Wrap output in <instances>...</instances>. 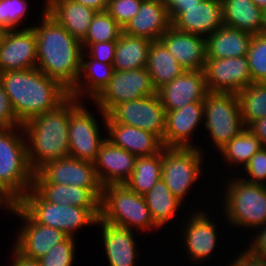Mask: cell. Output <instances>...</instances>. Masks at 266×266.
I'll return each instance as SVG.
<instances>
[{
    "mask_svg": "<svg viewBox=\"0 0 266 266\" xmlns=\"http://www.w3.org/2000/svg\"><path fill=\"white\" fill-rule=\"evenodd\" d=\"M77 101L69 95L56 108L33 116L22 124L28 161L34 172L49 161L69 156V109Z\"/></svg>",
    "mask_w": 266,
    "mask_h": 266,
    "instance_id": "cell-2",
    "label": "cell"
},
{
    "mask_svg": "<svg viewBox=\"0 0 266 266\" xmlns=\"http://www.w3.org/2000/svg\"><path fill=\"white\" fill-rule=\"evenodd\" d=\"M114 71L112 64L102 63L90 57H81L79 77L69 95L81 100L84 94L93 100L110 82Z\"/></svg>",
    "mask_w": 266,
    "mask_h": 266,
    "instance_id": "cell-29",
    "label": "cell"
},
{
    "mask_svg": "<svg viewBox=\"0 0 266 266\" xmlns=\"http://www.w3.org/2000/svg\"><path fill=\"white\" fill-rule=\"evenodd\" d=\"M262 10L266 8V0H252Z\"/></svg>",
    "mask_w": 266,
    "mask_h": 266,
    "instance_id": "cell-53",
    "label": "cell"
},
{
    "mask_svg": "<svg viewBox=\"0 0 266 266\" xmlns=\"http://www.w3.org/2000/svg\"><path fill=\"white\" fill-rule=\"evenodd\" d=\"M27 0H0V28L16 30L27 12Z\"/></svg>",
    "mask_w": 266,
    "mask_h": 266,
    "instance_id": "cell-40",
    "label": "cell"
},
{
    "mask_svg": "<svg viewBox=\"0 0 266 266\" xmlns=\"http://www.w3.org/2000/svg\"><path fill=\"white\" fill-rule=\"evenodd\" d=\"M198 148L164 147L162 149V179L180 200L200 178L204 151Z\"/></svg>",
    "mask_w": 266,
    "mask_h": 266,
    "instance_id": "cell-9",
    "label": "cell"
},
{
    "mask_svg": "<svg viewBox=\"0 0 266 266\" xmlns=\"http://www.w3.org/2000/svg\"><path fill=\"white\" fill-rule=\"evenodd\" d=\"M122 32L123 28L107 11L96 12L81 44L117 41Z\"/></svg>",
    "mask_w": 266,
    "mask_h": 266,
    "instance_id": "cell-37",
    "label": "cell"
},
{
    "mask_svg": "<svg viewBox=\"0 0 266 266\" xmlns=\"http://www.w3.org/2000/svg\"><path fill=\"white\" fill-rule=\"evenodd\" d=\"M244 171L248 175L244 180L251 183H266V146L257 151L244 166Z\"/></svg>",
    "mask_w": 266,
    "mask_h": 266,
    "instance_id": "cell-42",
    "label": "cell"
},
{
    "mask_svg": "<svg viewBox=\"0 0 266 266\" xmlns=\"http://www.w3.org/2000/svg\"><path fill=\"white\" fill-rule=\"evenodd\" d=\"M13 264L11 266H40V263L36 259L27 258L24 255L20 254L14 247H13Z\"/></svg>",
    "mask_w": 266,
    "mask_h": 266,
    "instance_id": "cell-48",
    "label": "cell"
},
{
    "mask_svg": "<svg viewBox=\"0 0 266 266\" xmlns=\"http://www.w3.org/2000/svg\"><path fill=\"white\" fill-rule=\"evenodd\" d=\"M251 33L221 26L206 37V59H224L247 56Z\"/></svg>",
    "mask_w": 266,
    "mask_h": 266,
    "instance_id": "cell-28",
    "label": "cell"
},
{
    "mask_svg": "<svg viewBox=\"0 0 266 266\" xmlns=\"http://www.w3.org/2000/svg\"><path fill=\"white\" fill-rule=\"evenodd\" d=\"M75 238L67 237L38 259L40 266H72L75 260Z\"/></svg>",
    "mask_w": 266,
    "mask_h": 266,
    "instance_id": "cell-39",
    "label": "cell"
},
{
    "mask_svg": "<svg viewBox=\"0 0 266 266\" xmlns=\"http://www.w3.org/2000/svg\"><path fill=\"white\" fill-rule=\"evenodd\" d=\"M246 128L266 116V82L252 83L237 93Z\"/></svg>",
    "mask_w": 266,
    "mask_h": 266,
    "instance_id": "cell-35",
    "label": "cell"
},
{
    "mask_svg": "<svg viewBox=\"0 0 266 266\" xmlns=\"http://www.w3.org/2000/svg\"><path fill=\"white\" fill-rule=\"evenodd\" d=\"M22 124L17 118L9 96L0 80V128L21 127Z\"/></svg>",
    "mask_w": 266,
    "mask_h": 266,
    "instance_id": "cell-44",
    "label": "cell"
},
{
    "mask_svg": "<svg viewBox=\"0 0 266 266\" xmlns=\"http://www.w3.org/2000/svg\"><path fill=\"white\" fill-rule=\"evenodd\" d=\"M202 0H176V2L168 9L169 18L181 7L190 6L200 3Z\"/></svg>",
    "mask_w": 266,
    "mask_h": 266,
    "instance_id": "cell-50",
    "label": "cell"
},
{
    "mask_svg": "<svg viewBox=\"0 0 266 266\" xmlns=\"http://www.w3.org/2000/svg\"><path fill=\"white\" fill-rule=\"evenodd\" d=\"M171 25L168 9L159 0H143L138 13L126 24L123 32L157 41Z\"/></svg>",
    "mask_w": 266,
    "mask_h": 266,
    "instance_id": "cell-24",
    "label": "cell"
},
{
    "mask_svg": "<svg viewBox=\"0 0 266 266\" xmlns=\"http://www.w3.org/2000/svg\"><path fill=\"white\" fill-rule=\"evenodd\" d=\"M223 211L236 227L254 229L266 224V187L241 178L226 182ZM227 191V192H226ZM254 227V228H253Z\"/></svg>",
    "mask_w": 266,
    "mask_h": 266,
    "instance_id": "cell-7",
    "label": "cell"
},
{
    "mask_svg": "<svg viewBox=\"0 0 266 266\" xmlns=\"http://www.w3.org/2000/svg\"><path fill=\"white\" fill-rule=\"evenodd\" d=\"M144 197L151 216L159 228L168 223L182 205V202L172 194L163 179L159 180Z\"/></svg>",
    "mask_w": 266,
    "mask_h": 266,
    "instance_id": "cell-33",
    "label": "cell"
},
{
    "mask_svg": "<svg viewBox=\"0 0 266 266\" xmlns=\"http://www.w3.org/2000/svg\"><path fill=\"white\" fill-rule=\"evenodd\" d=\"M207 93L202 70H185L181 75L157 90L165 111H173L192 102H204Z\"/></svg>",
    "mask_w": 266,
    "mask_h": 266,
    "instance_id": "cell-19",
    "label": "cell"
},
{
    "mask_svg": "<svg viewBox=\"0 0 266 266\" xmlns=\"http://www.w3.org/2000/svg\"><path fill=\"white\" fill-rule=\"evenodd\" d=\"M37 67V40L32 27L4 31L0 40V73Z\"/></svg>",
    "mask_w": 266,
    "mask_h": 266,
    "instance_id": "cell-16",
    "label": "cell"
},
{
    "mask_svg": "<svg viewBox=\"0 0 266 266\" xmlns=\"http://www.w3.org/2000/svg\"><path fill=\"white\" fill-rule=\"evenodd\" d=\"M81 45L83 49L81 57H91L98 60L99 62L113 65L116 41H106ZM86 48L89 49V51H86L87 53L84 50Z\"/></svg>",
    "mask_w": 266,
    "mask_h": 266,
    "instance_id": "cell-43",
    "label": "cell"
},
{
    "mask_svg": "<svg viewBox=\"0 0 266 266\" xmlns=\"http://www.w3.org/2000/svg\"><path fill=\"white\" fill-rule=\"evenodd\" d=\"M102 231L103 244L109 266H134L136 263L137 242L133 229L123 228L102 221H97Z\"/></svg>",
    "mask_w": 266,
    "mask_h": 266,
    "instance_id": "cell-25",
    "label": "cell"
},
{
    "mask_svg": "<svg viewBox=\"0 0 266 266\" xmlns=\"http://www.w3.org/2000/svg\"><path fill=\"white\" fill-rule=\"evenodd\" d=\"M161 179L162 150L154 155L137 157L133 173L125 184L133 192L144 196Z\"/></svg>",
    "mask_w": 266,
    "mask_h": 266,
    "instance_id": "cell-34",
    "label": "cell"
},
{
    "mask_svg": "<svg viewBox=\"0 0 266 266\" xmlns=\"http://www.w3.org/2000/svg\"><path fill=\"white\" fill-rule=\"evenodd\" d=\"M192 215V216H191ZM185 227L184 244L189 259L201 263L211 257L217 244L216 223L208 217L205 211L193 212Z\"/></svg>",
    "mask_w": 266,
    "mask_h": 266,
    "instance_id": "cell-23",
    "label": "cell"
},
{
    "mask_svg": "<svg viewBox=\"0 0 266 266\" xmlns=\"http://www.w3.org/2000/svg\"><path fill=\"white\" fill-rule=\"evenodd\" d=\"M143 0H109L107 12L124 28L138 13Z\"/></svg>",
    "mask_w": 266,
    "mask_h": 266,
    "instance_id": "cell-41",
    "label": "cell"
},
{
    "mask_svg": "<svg viewBox=\"0 0 266 266\" xmlns=\"http://www.w3.org/2000/svg\"><path fill=\"white\" fill-rule=\"evenodd\" d=\"M245 252H241L234 258L233 264L229 266H266V258L253 254L249 249H244Z\"/></svg>",
    "mask_w": 266,
    "mask_h": 266,
    "instance_id": "cell-45",
    "label": "cell"
},
{
    "mask_svg": "<svg viewBox=\"0 0 266 266\" xmlns=\"http://www.w3.org/2000/svg\"><path fill=\"white\" fill-rule=\"evenodd\" d=\"M248 129L266 146V116L253 122Z\"/></svg>",
    "mask_w": 266,
    "mask_h": 266,
    "instance_id": "cell-47",
    "label": "cell"
},
{
    "mask_svg": "<svg viewBox=\"0 0 266 266\" xmlns=\"http://www.w3.org/2000/svg\"><path fill=\"white\" fill-rule=\"evenodd\" d=\"M247 59L253 83L266 82V35H252Z\"/></svg>",
    "mask_w": 266,
    "mask_h": 266,
    "instance_id": "cell-38",
    "label": "cell"
},
{
    "mask_svg": "<svg viewBox=\"0 0 266 266\" xmlns=\"http://www.w3.org/2000/svg\"><path fill=\"white\" fill-rule=\"evenodd\" d=\"M46 12L82 42L96 11L74 0H45Z\"/></svg>",
    "mask_w": 266,
    "mask_h": 266,
    "instance_id": "cell-26",
    "label": "cell"
},
{
    "mask_svg": "<svg viewBox=\"0 0 266 266\" xmlns=\"http://www.w3.org/2000/svg\"><path fill=\"white\" fill-rule=\"evenodd\" d=\"M147 70L156 91L185 71L159 40L150 45Z\"/></svg>",
    "mask_w": 266,
    "mask_h": 266,
    "instance_id": "cell-32",
    "label": "cell"
},
{
    "mask_svg": "<svg viewBox=\"0 0 266 266\" xmlns=\"http://www.w3.org/2000/svg\"><path fill=\"white\" fill-rule=\"evenodd\" d=\"M203 102H192L182 108L166 111L164 147L198 148L190 142V136L204 120Z\"/></svg>",
    "mask_w": 266,
    "mask_h": 266,
    "instance_id": "cell-20",
    "label": "cell"
},
{
    "mask_svg": "<svg viewBox=\"0 0 266 266\" xmlns=\"http://www.w3.org/2000/svg\"><path fill=\"white\" fill-rule=\"evenodd\" d=\"M156 93L147 68L115 70L110 82L93 102L107 115L116 105Z\"/></svg>",
    "mask_w": 266,
    "mask_h": 266,
    "instance_id": "cell-10",
    "label": "cell"
},
{
    "mask_svg": "<svg viewBox=\"0 0 266 266\" xmlns=\"http://www.w3.org/2000/svg\"><path fill=\"white\" fill-rule=\"evenodd\" d=\"M107 116L113 122L152 132L163 142L166 111L157 93L116 105Z\"/></svg>",
    "mask_w": 266,
    "mask_h": 266,
    "instance_id": "cell-12",
    "label": "cell"
},
{
    "mask_svg": "<svg viewBox=\"0 0 266 266\" xmlns=\"http://www.w3.org/2000/svg\"><path fill=\"white\" fill-rule=\"evenodd\" d=\"M152 41L143 37H135L124 32L116 41L113 67L114 70L147 68L148 52Z\"/></svg>",
    "mask_w": 266,
    "mask_h": 266,
    "instance_id": "cell-31",
    "label": "cell"
},
{
    "mask_svg": "<svg viewBox=\"0 0 266 266\" xmlns=\"http://www.w3.org/2000/svg\"><path fill=\"white\" fill-rule=\"evenodd\" d=\"M5 207L7 210H10L11 204L4 198V196L0 193V206Z\"/></svg>",
    "mask_w": 266,
    "mask_h": 266,
    "instance_id": "cell-52",
    "label": "cell"
},
{
    "mask_svg": "<svg viewBox=\"0 0 266 266\" xmlns=\"http://www.w3.org/2000/svg\"><path fill=\"white\" fill-rule=\"evenodd\" d=\"M99 218L130 230L159 229L151 216L145 197L133 192L126 184H111L102 188Z\"/></svg>",
    "mask_w": 266,
    "mask_h": 266,
    "instance_id": "cell-5",
    "label": "cell"
},
{
    "mask_svg": "<svg viewBox=\"0 0 266 266\" xmlns=\"http://www.w3.org/2000/svg\"><path fill=\"white\" fill-rule=\"evenodd\" d=\"M105 122L106 138L115 146L127 150L137 157L150 156L164 148L162 140L152 132L134 126L113 122L103 111H100Z\"/></svg>",
    "mask_w": 266,
    "mask_h": 266,
    "instance_id": "cell-18",
    "label": "cell"
},
{
    "mask_svg": "<svg viewBox=\"0 0 266 266\" xmlns=\"http://www.w3.org/2000/svg\"><path fill=\"white\" fill-rule=\"evenodd\" d=\"M32 188L47 202L77 207H100V200L87 188L51 184L38 171Z\"/></svg>",
    "mask_w": 266,
    "mask_h": 266,
    "instance_id": "cell-27",
    "label": "cell"
},
{
    "mask_svg": "<svg viewBox=\"0 0 266 266\" xmlns=\"http://www.w3.org/2000/svg\"><path fill=\"white\" fill-rule=\"evenodd\" d=\"M265 147L262 142L248 129L245 128L238 136H235L220 153L226 163L240 165L243 167L249 162L250 158Z\"/></svg>",
    "mask_w": 266,
    "mask_h": 266,
    "instance_id": "cell-36",
    "label": "cell"
},
{
    "mask_svg": "<svg viewBox=\"0 0 266 266\" xmlns=\"http://www.w3.org/2000/svg\"><path fill=\"white\" fill-rule=\"evenodd\" d=\"M106 139L95 116L78 100L69 109V156L94 163Z\"/></svg>",
    "mask_w": 266,
    "mask_h": 266,
    "instance_id": "cell-11",
    "label": "cell"
},
{
    "mask_svg": "<svg viewBox=\"0 0 266 266\" xmlns=\"http://www.w3.org/2000/svg\"><path fill=\"white\" fill-rule=\"evenodd\" d=\"M24 137L22 126L0 128V193L11 205L17 204L33 185L35 172L28 161Z\"/></svg>",
    "mask_w": 266,
    "mask_h": 266,
    "instance_id": "cell-4",
    "label": "cell"
},
{
    "mask_svg": "<svg viewBox=\"0 0 266 266\" xmlns=\"http://www.w3.org/2000/svg\"><path fill=\"white\" fill-rule=\"evenodd\" d=\"M9 211L25 221L13 246L27 258L40 259L68 237L58 229L36 223L18 204L11 205Z\"/></svg>",
    "mask_w": 266,
    "mask_h": 266,
    "instance_id": "cell-15",
    "label": "cell"
},
{
    "mask_svg": "<svg viewBox=\"0 0 266 266\" xmlns=\"http://www.w3.org/2000/svg\"><path fill=\"white\" fill-rule=\"evenodd\" d=\"M167 9H169L176 0H159Z\"/></svg>",
    "mask_w": 266,
    "mask_h": 266,
    "instance_id": "cell-54",
    "label": "cell"
},
{
    "mask_svg": "<svg viewBox=\"0 0 266 266\" xmlns=\"http://www.w3.org/2000/svg\"><path fill=\"white\" fill-rule=\"evenodd\" d=\"M203 106L204 126L219 151L246 128L237 94L208 92Z\"/></svg>",
    "mask_w": 266,
    "mask_h": 266,
    "instance_id": "cell-8",
    "label": "cell"
},
{
    "mask_svg": "<svg viewBox=\"0 0 266 266\" xmlns=\"http://www.w3.org/2000/svg\"><path fill=\"white\" fill-rule=\"evenodd\" d=\"M261 34L266 35V8L263 9V12H262V27H261Z\"/></svg>",
    "mask_w": 266,
    "mask_h": 266,
    "instance_id": "cell-51",
    "label": "cell"
},
{
    "mask_svg": "<svg viewBox=\"0 0 266 266\" xmlns=\"http://www.w3.org/2000/svg\"><path fill=\"white\" fill-rule=\"evenodd\" d=\"M74 1L86 7L91 8L96 12L106 11L109 4V0H74Z\"/></svg>",
    "mask_w": 266,
    "mask_h": 266,
    "instance_id": "cell-49",
    "label": "cell"
},
{
    "mask_svg": "<svg viewBox=\"0 0 266 266\" xmlns=\"http://www.w3.org/2000/svg\"><path fill=\"white\" fill-rule=\"evenodd\" d=\"M41 24L31 26L37 40V68L70 91L80 73L81 42L42 10Z\"/></svg>",
    "mask_w": 266,
    "mask_h": 266,
    "instance_id": "cell-1",
    "label": "cell"
},
{
    "mask_svg": "<svg viewBox=\"0 0 266 266\" xmlns=\"http://www.w3.org/2000/svg\"><path fill=\"white\" fill-rule=\"evenodd\" d=\"M0 80L22 123L56 108L69 96L66 88L37 67L2 72Z\"/></svg>",
    "mask_w": 266,
    "mask_h": 266,
    "instance_id": "cell-3",
    "label": "cell"
},
{
    "mask_svg": "<svg viewBox=\"0 0 266 266\" xmlns=\"http://www.w3.org/2000/svg\"><path fill=\"white\" fill-rule=\"evenodd\" d=\"M203 73L208 92L237 94L253 83L247 56L206 59Z\"/></svg>",
    "mask_w": 266,
    "mask_h": 266,
    "instance_id": "cell-13",
    "label": "cell"
},
{
    "mask_svg": "<svg viewBox=\"0 0 266 266\" xmlns=\"http://www.w3.org/2000/svg\"><path fill=\"white\" fill-rule=\"evenodd\" d=\"M3 33H4V30L0 28V40L2 38Z\"/></svg>",
    "mask_w": 266,
    "mask_h": 266,
    "instance_id": "cell-55",
    "label": "cell"
},
{
    "mask_svg": "<svg viewBox=\"0 0 266 266\" xmlns=\"http://www.w3.org/2000/svg\"><path fill=\"white\" fill-rule=\"evenodd\" d=\"M225 26L251 34L261 33L263 10L252 0H221Z\"/></svg>",
    "mask_w": 266,
    "mask_h": 266,
    "instance_id": "cell-30",
    "label": "cell"
},
{
    "mask_svg": "<svg viewBox=\"0 0 266 266\" xmlns=\"http://www.w3.org/2000/svg\"><path fill=\"white\" fill-rule=\"evenodd\" d=\"M137 156L113 145L108 139L101 145L94 162L95 172L102 187L125 184L131 177Z\"/></svg>",
    "mask_w": 266,
    "mask_h": 266,
    "instance_id": "cell-21",
    "label": "cell"
},
{
    "mask_svg": "<svg viewBox=\"0 0 266 266\" xmlns=\"http://www.w3.org/2000/svg\"><path fill=\"white\" fill-rule=\"evenodd\" d=\"M159 41L185 70H203L206 61V38L177 30L171 25Z\"/></svg>",
    "mask_w": 266,
    "mask_h": 266,
    "instance_id": "cell-22",
    "label": "cell"
},
{
    "mask_svg": "<svg viewBox=\"0 0 266 266\" xmlns=\"http://www.w3.org/2000/svg\"><path fill=\"white\" fill-rule=\"evenodd\" d=\"M170 21L177 30L206 38L223 23L221 0H202L190 6H181Z\"/></svg>",
    "mask_w": 266,
    "mask_h": 266,
    "instance_id": "cell-17",
    "label": "cell"
},
{
    "mask_svg": "<svg viewBox=\"0 0 266 266\" xmlns=\"http://www.w3.org/2000/svg\"><path fill=\"white\" fill-rule=\"evenodd\" d=\"M38 172L51 184L87 188L101 200L103 187L97 178L93 162L67 156L49 161Z\"/></svg>",
    "mask_w": 266,
    "mask_h": 266,
    "instance_id": "cell-14",
    "label": "cell"
},
{
    "mask_svg": "<svg viewBox=\"0 0 266 266\" xmlns=\"http://www.w3.org/2000/svg\"><path fill=\"white\" fill-rule=\"evenodd\" d=\"M260 228V232H256L257 234L252 242V244L249 245V250L258 256H262L266 258V224L263 226L258 227Z\"/></svg>",
    "mask_w": 266,
    "mask_h": 266,
    "instance_id": "cell-46",
    "label": "cell"
},
{
    "mask_svg": "<svg viewBox=\"0 0 266 266\" xmlns=\"http://www.w3.org/2000/svg\"><path fill=\"white\" fill-rule=\"evenodd\" d=\"M36 223L58 229L69 237L82 226L96 225L100 207L58 205L45 201L33 188L17 203Z\"/></svg>",
    "mask_w": 266,
    "mask_h": 266,
    "instance_id": "cell-6",
    "label": "cell"
}]
</instances>
